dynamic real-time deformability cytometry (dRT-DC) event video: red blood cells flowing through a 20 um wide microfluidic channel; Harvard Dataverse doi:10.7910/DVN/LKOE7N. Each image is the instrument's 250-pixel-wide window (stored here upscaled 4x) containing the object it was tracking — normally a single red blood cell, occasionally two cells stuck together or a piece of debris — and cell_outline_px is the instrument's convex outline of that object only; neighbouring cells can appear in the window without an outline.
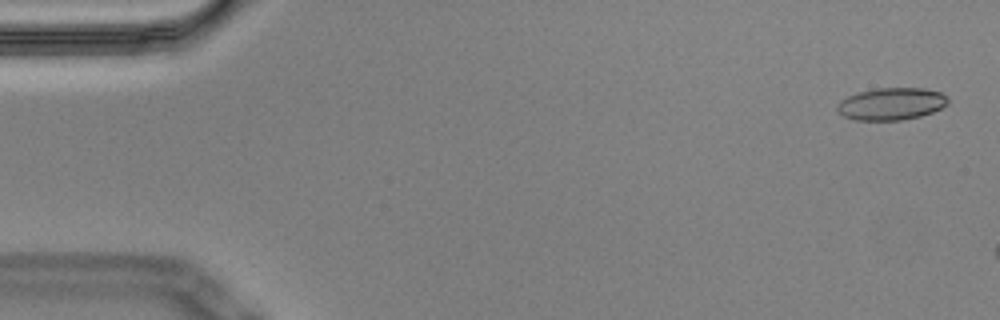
{"species": "Egyptian fruit bat (a non-hibernating species)", "species_latin": "Rousettus aegyptiacus", "temperature_condition": "cold", "stored_images_in_passage": 9, "camera_frame_rate_fps": 3000, "um_per_image_px": 0.085, "animal": {"sex": "male"}, "frame": {"image": 1, "passage_image": 2, "time_ms": 0.333, "image_size_px": [1000, 320], "cell_outline_px": [[948, 104], [932, 112], [920, 116], [900, 120], [852, 120], [844, 116], [836, 108], [836, 104], [840, 100], [848, 96], [860, 92], [876, 88], [924, 88], [940, 92], [948, 96]], "centroid_in_image_um": [75.76, 8.82], "position_along_channel_um": 9.2, "area_um2": 20.81}}